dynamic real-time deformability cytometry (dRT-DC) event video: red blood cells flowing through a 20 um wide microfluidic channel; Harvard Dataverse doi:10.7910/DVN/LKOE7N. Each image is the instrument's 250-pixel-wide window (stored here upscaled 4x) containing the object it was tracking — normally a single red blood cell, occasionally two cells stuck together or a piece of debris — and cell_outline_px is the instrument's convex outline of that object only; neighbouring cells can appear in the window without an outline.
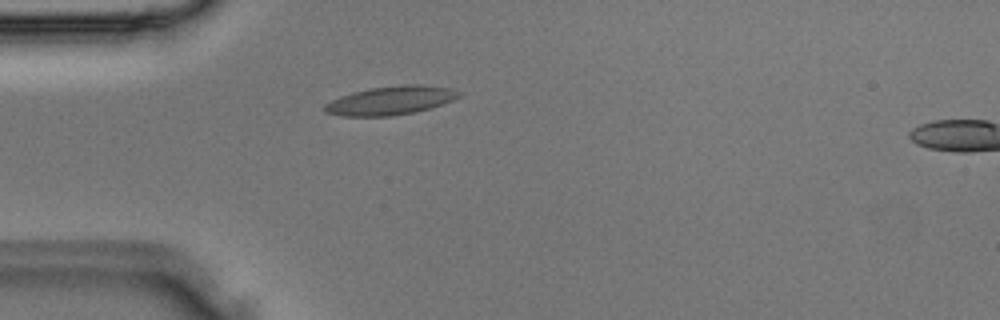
{"species": "Egyptian fruit bat (a non-hibernating species)", "species_latin": "Rousettus aegyptiacus", "temperature_condition": "room temperature", "stored_images_in_passage": 2, "segment_of_instrument_passage": [1, 2], "camera_frame_rate_fps": 3000, "um_per_image_px": 0.085, "animal": {"sex": "male"}, "frame": {"image": 1, "passage_image": 1, "time_ms": 0.0, "image_size_px": [1000, 320], "cell_outline_px": [[464, 92], [460, 96], [452, 100], [432, 108], [392, 116], [340, 116], [324, 112], [324, 104], [340, 96], [352, 92], [372, 88], [404, 84], [420, 84], [452, 88]], "centroid_in_image_um": [33.22, 8.53], "position_along_channel_um": 51.8, "area_um2": 22.54}}